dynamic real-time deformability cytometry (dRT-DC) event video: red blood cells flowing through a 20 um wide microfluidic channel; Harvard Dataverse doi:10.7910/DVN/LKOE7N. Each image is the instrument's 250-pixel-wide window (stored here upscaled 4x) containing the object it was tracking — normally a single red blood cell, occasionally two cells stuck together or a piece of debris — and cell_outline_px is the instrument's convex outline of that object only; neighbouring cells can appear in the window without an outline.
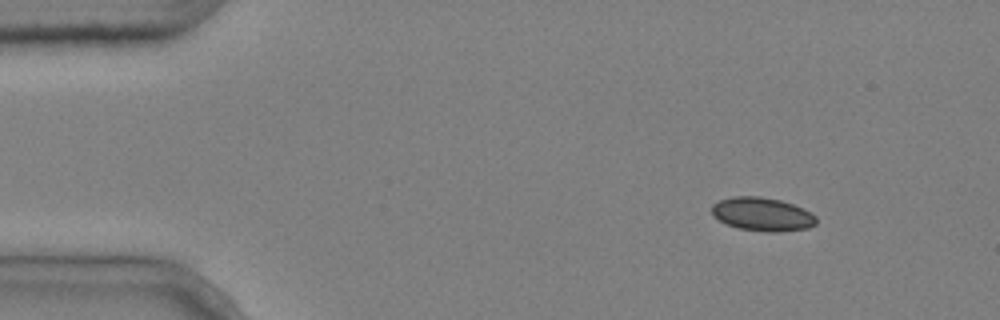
{"species": "common noctule bat (a hibernating species)", "species_latin": "Nyctalus noctula", "temperature_condition": "cold", "stored_images_in_passage": 3, "camera_frame_rate_fps": 3000, "um_per_image_px": 0.085, "animal": {"sex": "male", "body_mass_g": 20.4}, "frame": {"image": 1, "passage_image": 1, "time_ms": 0.0, "image_size_px": [1000, 320], "cell_outline_px": [[816, 224], [808, 228], [776, 232], [768, 232], [740, 228], [728, 224], [712, 216], [712, 204], [720, 200], [732, 196], [760, 196], [780, 200], [804, 208], [816, 216]], "centroid_in_image_um": [64.8, 18.2], "position_along_channel_um": 20.2, "area_um2": 20.35}}